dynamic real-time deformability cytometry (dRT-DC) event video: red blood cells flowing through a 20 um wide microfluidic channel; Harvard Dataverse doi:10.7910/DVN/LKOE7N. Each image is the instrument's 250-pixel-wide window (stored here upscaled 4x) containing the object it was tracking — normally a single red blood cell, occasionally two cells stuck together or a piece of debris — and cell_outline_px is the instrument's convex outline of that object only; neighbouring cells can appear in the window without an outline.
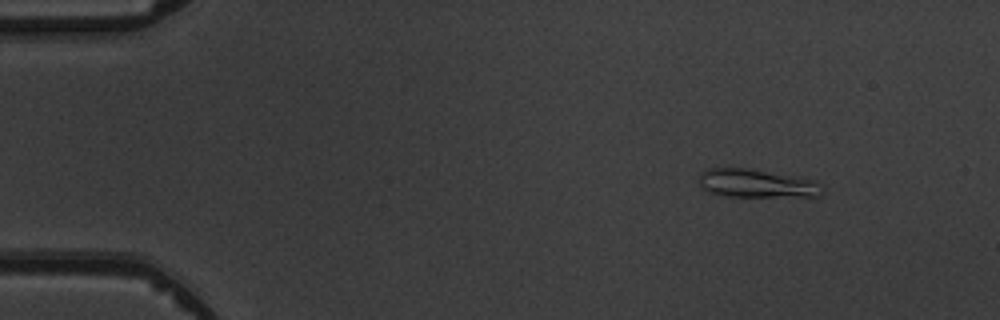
{"species": "common noctule bat (a hibernating species)", "species_latin": "Nyctalus noctula", "temperature_condition": "warm", "stored_images_in_passage": 4, "camera_frame_rate_fps": 3000, "um_per_image_px": 0.085, "animal": {"sex": "male", "body_mass_g": 19.5, "forearm_length_mm": 54.6}, "frame": {"image": 1, "passage_image": 2, "time_ms": 1.333, "image_size_px": [1000, 320], "cell_outline_px": [[824, 192], [820, 196], [728, 196], [712, 192], [700, 188], [700, 172], [708, 168], [748, 168], [800, 176], [816, 180], [824, 188]], "centroid_in_image_um": [64.37, 15.57], "position_along_channel_um": 20.6, "area_um2": 20.58}}
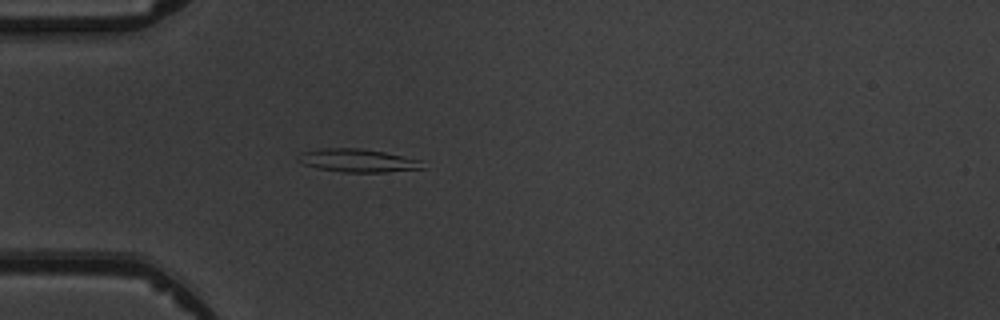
{"frame": {"image": 2, "passage_image": 4, "time_ms": 4.333, "image_size_px": [1000, 320], "cell_outline_px": [[424, 168], [384, 172], [344, 172], [316, 168], [304, 164], [296, 160], [296, 156], [300, 152], [320, 148], [360, 148], [384, 152], [424, 160]], "centroid_in_image_um": [30.39, 13.63], "position_along_channel_um": 54.6, "area_um2": 16.99}}